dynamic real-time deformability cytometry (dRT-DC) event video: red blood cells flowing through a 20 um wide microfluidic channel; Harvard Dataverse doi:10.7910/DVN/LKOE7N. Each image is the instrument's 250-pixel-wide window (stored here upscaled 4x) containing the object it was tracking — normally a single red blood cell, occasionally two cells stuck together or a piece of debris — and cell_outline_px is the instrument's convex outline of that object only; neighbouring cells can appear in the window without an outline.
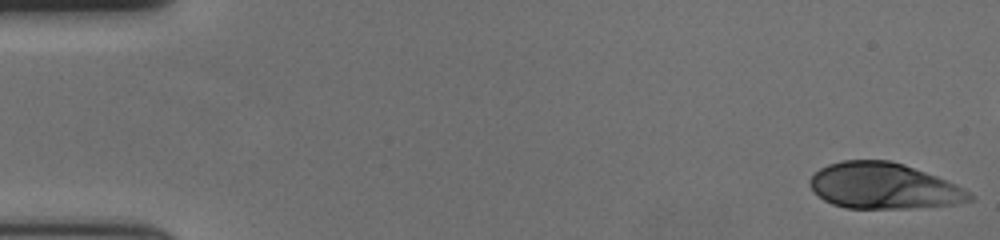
{"species": "human", "species_latin": "Homo sapiens", "temperature_condition": "cold", "stored_images_in_passage": 57, "camera_frame_rate_fps": 3000, "um_per_image_px": 0.085, "donor": {"sex": "female"}, "frame": {"image": 1, "passage_image": 1, "time_ms": 0.0, "image_size_px": [1000, 240], "cell_outline_px": [[976, 196], [972, 200], [956, 204], [908, 208], [844, 208], [832, 204], [824, 200], [808, 184], [808, 180], [820, 168], [828, 164], [844, 160], [888, 160], [904, 164], [936, 176], [956, 184], [964, 188]], "centroid_in_image_um": [75.12, 15.81], "position_along_channel_um": 9.9, "area_um2": 42.71}}
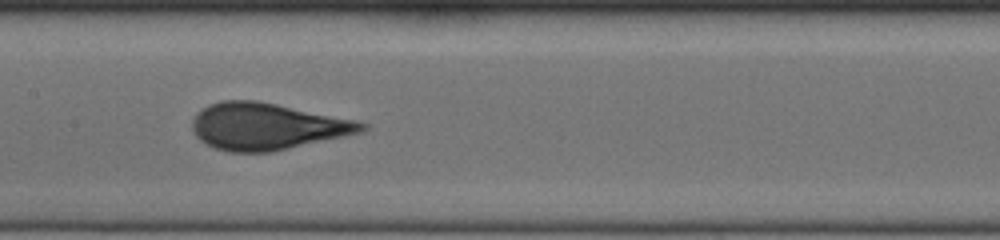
{"frame": {"image": 2, "passage_image": 28, "time_ms": 9.0, "image_size_px": [1000, 240], "cell_outline_px": [[368, 128], [364, 132], [288, 148], [268, 152], [228, 152], [204, 144], [192, 132], [192, 120], [196, 112], [208, 104], [220, 100], [256, 100], [356, 120], [368, 124]], "centroid_in_image_um": [22.65, 10.74], "position_along_channel_um": 184.7, "area_um2": 46.24}}
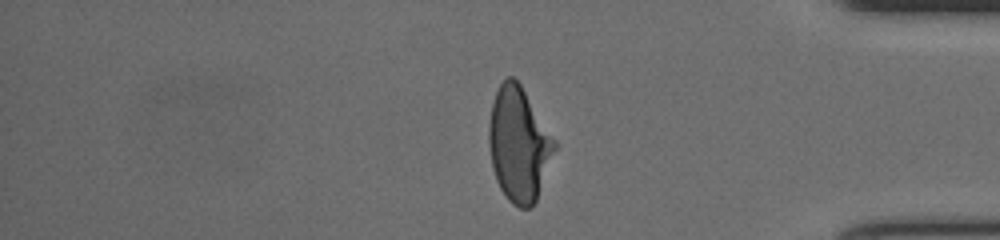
{"frame": {"image": 3, "passage_image": 47, "time_ms": 15.333, "image_size_px": [1000, 240], "cell_outline_px": [[556, 148], [536, 200], [528, 208], [520, 208], [512, 204], [508, 200], [500, 188], [496, 180], [492, 168], [488, 144], [488, 124], [492, 104], [496, 92], [500, 84], [508, 76], [512, 76], [520, 84], [556, 140]], "centroid_in_image_um": [44.08, 12.27], "position_along_channel_um": 391.1, "area_um2": 43.52}, "authors_computed_cell_mechanics": {"area_um2": 44.0436, "velocity_mm_per_s": 3.6264, "shape_relaxation_time_tau1_ms": 4.157, "shape_relaxation_time_tau2_ms": null, "deformation_change_tau1": 0.1801, "deformation_change_tau2": null}}